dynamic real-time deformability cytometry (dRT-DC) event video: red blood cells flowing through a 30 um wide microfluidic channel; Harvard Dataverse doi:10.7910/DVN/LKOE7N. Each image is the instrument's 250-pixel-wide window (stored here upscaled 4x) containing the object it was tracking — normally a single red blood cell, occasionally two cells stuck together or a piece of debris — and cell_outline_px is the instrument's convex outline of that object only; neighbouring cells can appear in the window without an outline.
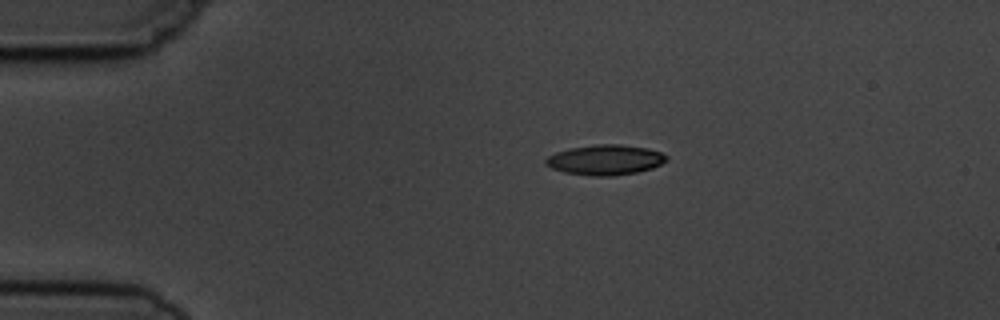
{"species": "common noctule bat (a hibernating species)", "species_latin": "Nyctalus noctula", "temperature_condition": "cold", "stored_images_in_passage": 2, "camera_frame_rate_fps": 3000, "um_per_image_px": 0.085, "animal": {"sex": "male", "body_mass_g": 19.5, "forearm_length_mm": 54.6}, "frame": {"image": 1, "passage_image": 1, "time_ms": 0.0, "image_size_px": [1000, 320], "cell_outline_px": [[668, 160], [652, 168], [636, 172], [612, 176], [592, 176], [564, 172], [552, 168], [544, 164], [544, 160], [548, 156], [556, 152], [568, 148], [596, 144], [620, 144], [648, 148], [660, 152], [668, 156]], "centroid_in_image_um": [51.43, 13.58], "position_along_channel_um": 33.6, "area_um2": 21.33}}